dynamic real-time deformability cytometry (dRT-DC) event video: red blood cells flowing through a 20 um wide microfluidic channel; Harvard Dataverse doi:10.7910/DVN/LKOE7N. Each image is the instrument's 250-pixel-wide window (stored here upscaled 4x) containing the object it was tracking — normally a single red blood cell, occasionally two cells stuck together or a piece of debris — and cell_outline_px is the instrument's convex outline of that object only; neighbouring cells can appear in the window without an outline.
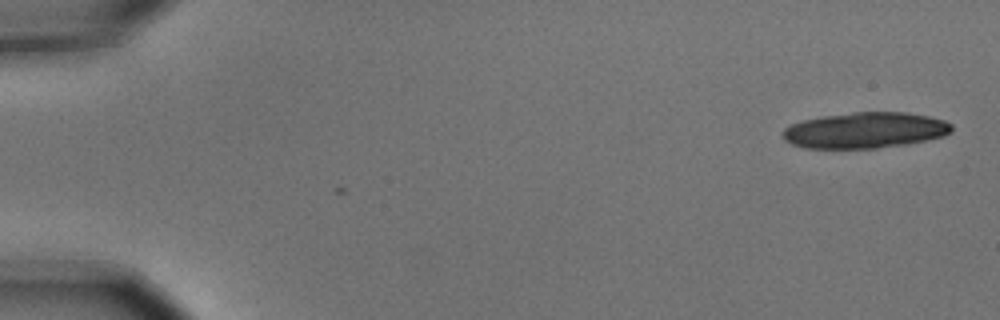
{"species": "common noctule bat (a hibernating species)", "species_latin": "Nyctalus noctula", "temperature_condition": "cold", "stored_images_in_passage": 3, "camera_frame_rate_fps": 3000, "um_per_image_px": 0.085, "animal": {"sex": "male", "body_mass_g": 15.6}, "frame": {"image": 1, "passage_image": 3, "time_ms": 0.667, "image_size_px": [1000, 320], "cell_outline_px": [[952, 132], [944, 136], [904, 144], [876, 148], [804, 148], [792, 144], [784, 140], [780, 136], [784, 128], [792, 124], [804, 120], [824, 116], [856, 112], [908, 112], [928, 116], [944, 120], [952, 124]], "centroid_in_image_um": [73.52, 11.07], "position_along_channel_um": 11.5, "area_um2": 35.26}}